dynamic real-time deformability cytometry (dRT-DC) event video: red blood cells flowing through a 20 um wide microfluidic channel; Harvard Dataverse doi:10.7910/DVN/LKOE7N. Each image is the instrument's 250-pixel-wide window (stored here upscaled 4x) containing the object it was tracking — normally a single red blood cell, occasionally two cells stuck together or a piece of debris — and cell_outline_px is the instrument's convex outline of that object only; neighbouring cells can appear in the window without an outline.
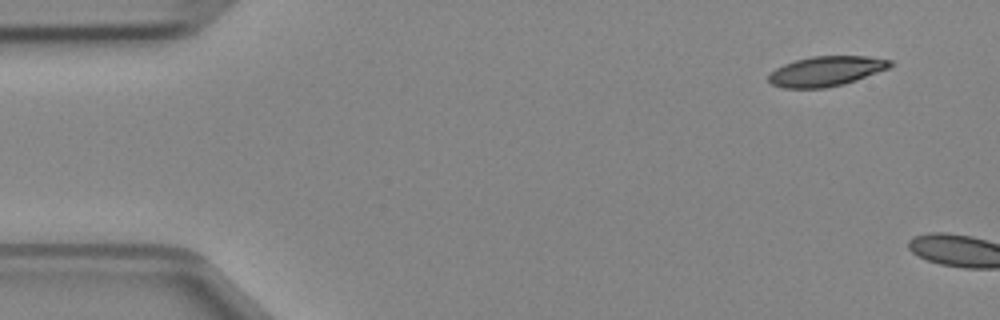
{"species": "Egyptian fruit bat (a non-hibernating species)", "species_latin": "Rousettus aegyptiacus", "temperature_condition": "cold", "stored_images_in_passage": 3, "camera_frame_rate_fps": 3000, "um_per_image_px": 0.085, "animal": {"sex": "female"}, "frame": {"image": 1, "passage_image": 1, "time_ms": 0.0, "image_size_px": [1000, 320], "cell_outline_px": [[896, 64], [888, 68], [856, 80], [844, 84], [824, 88], [784, 88], [772, 84], [768, 80], [768, 76], [776, 68], [784, 64], [796, 60], [812, 56], [868, 56], [892, 60]], "centroid_in_image_um": [70.25, 6.04], "position_along_channel_um": 14.8, "area_um2": 21.15}}